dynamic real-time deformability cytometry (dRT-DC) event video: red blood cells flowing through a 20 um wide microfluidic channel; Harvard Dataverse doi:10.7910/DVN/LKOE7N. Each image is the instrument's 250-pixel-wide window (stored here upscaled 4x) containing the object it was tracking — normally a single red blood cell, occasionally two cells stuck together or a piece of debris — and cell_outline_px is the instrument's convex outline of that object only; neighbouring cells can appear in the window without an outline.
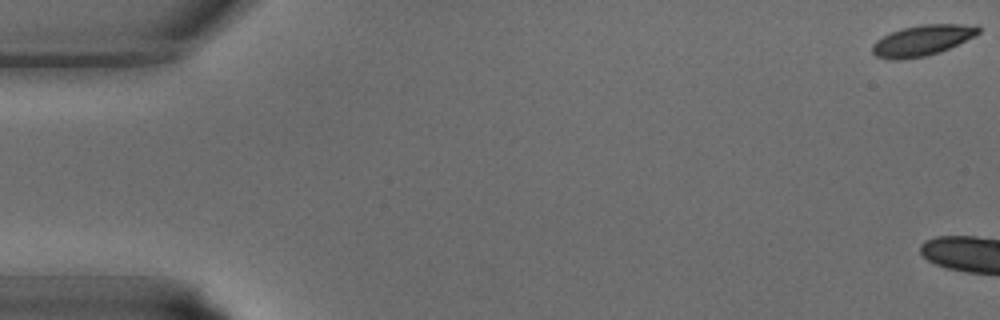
{"species": "common noctule bat (a hibernating species)", "species_latin": "Nyctalus noctula", "temperature_condition": "warm", "stored_images_in_passage": 5, "camera_frame_rate_fps": 3000, "um_per_image_px": 0.085, "animal": {"sex": "male", "body_mass_g": 15.6}, "frame": {"image": 1, "passage_image": 1, "time_ms": 0.0, "image_size_px": [1000, 320], "cell_outline_px": [[980, 32], [940, 52], [924, 56], [900, 60], [888, 60], [876, 56], [872, 52], [872, 44], [876, 40], [900, 28], [924, 24], [976, 24], [980, 28]], "centroid_in_image_um": [78.35, 3.43], "position_along_channel_um": 6.7, "area_um2": 18.84}}